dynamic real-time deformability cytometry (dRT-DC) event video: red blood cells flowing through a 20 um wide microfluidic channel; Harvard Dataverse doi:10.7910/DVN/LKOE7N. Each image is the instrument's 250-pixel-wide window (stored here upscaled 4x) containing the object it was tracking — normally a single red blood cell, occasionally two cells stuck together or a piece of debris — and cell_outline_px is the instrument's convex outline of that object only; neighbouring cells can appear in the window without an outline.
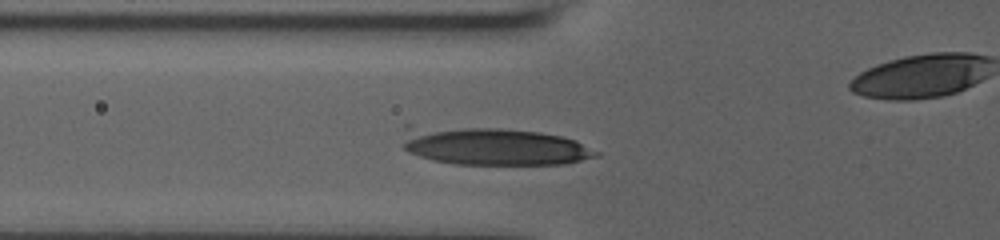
{"species": "human", "species_latin": "Homo sapiens", "temperature_condition": "room temperature", "stored_images_in_passage": 28, "camera_frame_rate_fps": 3000, "um_per_image_px": 0.085, "donor": {"sex": "male"}, "frame": {"image": 1, "passage_image": 2, "time_ms": 0.333, "image_size_px": [1000, 240], "cell_outline_px": [[600, 156], [564, 164], [452, 164], [432, 160], [408, 152], [404, 148], [404, 124], [408, 124], [500, 128], [540, 132], [560, 136], [576, 140], [600, 152]], "centroid_in_image_um": [41.86, 12.4], "position_along_channel_um": 83.9, "area_um2": 43.58}}
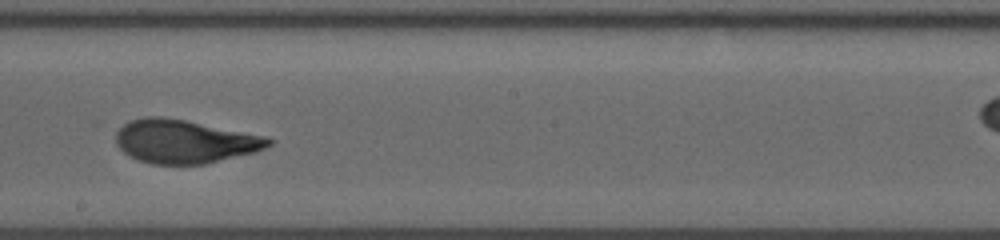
{"frame": {"image": 2, "passage_image": 14, "time_ms": 4.333, "image_size_px": [1000, 240], "cell_outline_px": [[276, 140], [272, 144], [256, 152], [204, 164], [152, 164], [128, 156], [116, 144], [116, 132], [128, 120], [144, 116], [164, 116], [264, 136]], "centroid_in_image_um": [15.66, 12.02], "position_along_channel_um": 232.5, "area_um2": 38.61}}
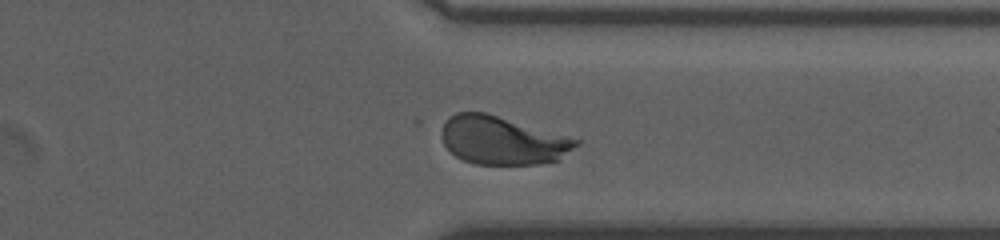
{"frame": {"image": 3, "passage_image": 25, "time_ms": 8.0, "image_size_px": [1000, 240], "cell_outline_px": [[580, 144], [560, 160], [536, 164], [476, 164], [464, 160], [456, 156], [444, 144], [440, 136], [440, 132], [448, 116], [456, 112], [484, 112], [580, 140]], "centroid_in_image_um": [42.69, 11.94], "position_along_channel_um": 368.7, "area_um2": 37.57}, "authors_computed_cell_mechanics": {"area_um2": 38.6104, "velocity_mm_per_s": 3.7166, "shape_relaxation_time_tau1_ms": 5.7003, "shape_relaxation_time_tau2_ms": null, "deformation_change_tau1": 0.2205, "deformation_change_tau2": null}}